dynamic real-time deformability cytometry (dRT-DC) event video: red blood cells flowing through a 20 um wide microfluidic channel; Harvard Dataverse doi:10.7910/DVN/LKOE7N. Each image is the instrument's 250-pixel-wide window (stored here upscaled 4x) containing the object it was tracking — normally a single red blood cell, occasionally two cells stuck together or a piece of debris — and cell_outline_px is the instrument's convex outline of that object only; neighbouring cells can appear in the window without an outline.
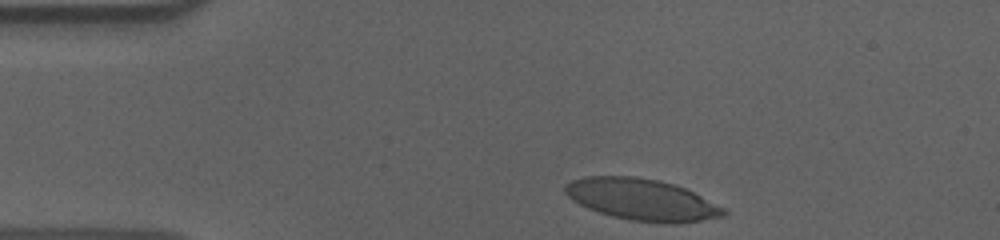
{"species": "human", "species_latin": "Homo sapiens", "temperature_condition": "cold", "stored_images_in_passage": 37, "camera_frame_rate_fps": 3000, "um_per_image_px": 0.085, "donor": {"sex": "male"}, "frame": {"image": 1, "passage_image": 1, "time_ms": 0.0, "image_size_px": [1000, 240], "cell_outline_px": [[728, 212], [724, 216], [700, 220], [672, 224], [628, 220], [612, 216], [588, 208], [572, 200], [564, 192], [564, 184], [572, 180], [584, 176], [636, 176], [656, 180], [672, 184], [684, 188], [724, 208]], "centroid_in_image_um": [54.51, 16.96], "position_along_channel_um": 30.5, "area_um2": 38.09}}
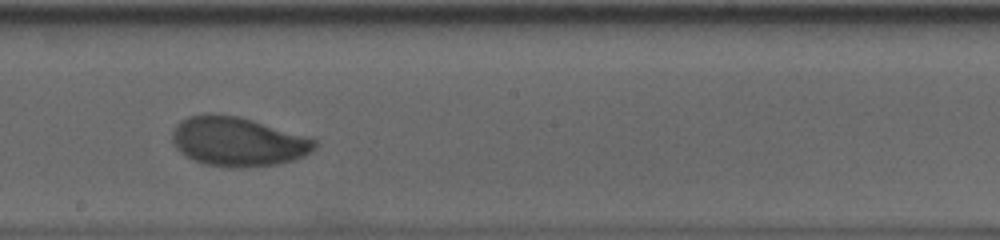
{"frame": {"image": 2, "passage_image": 22, "time_ms": 7.0, "image_size_px": [1000, 240], "cell_outline_px": [[316, 148], [312, 152], [304, 156], [292, 160], [276, 164], [240, 168], [228, 168], [204, 164], [192, 160], [184, 156], [176, 148], [172, 140], [172, 136], [176, 124], [180, 120], [188, 116], [208, 112], [236, 116], [252, 120], [308, 136], [316, 140]], "centroid_in_image_um": [20.19, 12.04], "position_along_channel_um": 228.0, "area_um2": 41.27}}
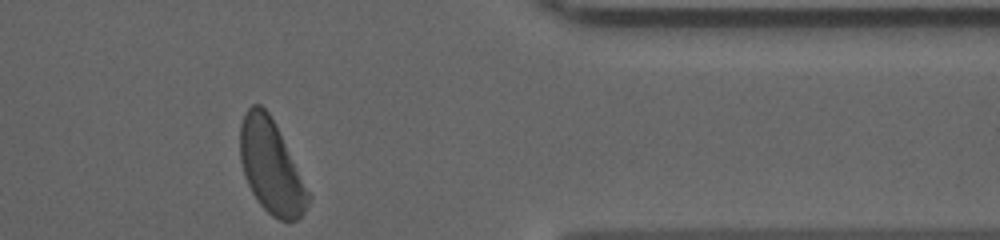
{"frame": {"image": 3, "passage_image": 37, "time_ms": 12.0, "image_size_px": [1000, 240], "cell_outline_px": [[308, 204], [304, 212], [296, 220], [280, 220], [272, 216], [260, 204], [252, 192], [244, 176], [240, 160], [240, 124], [244, 112], [252, 104], [260, 104], [268, 112], [308, 192]], "centroid_in_image_um": [22.97, 14.17], "position_along_channel_um": 388.4, "area_um2": 35.84}, "authors_computed_cell_mechanics": {"area_um2": 39.7664, "velocity_mm_per_s": 3.5942, "shape_relaxation_time_tau1_ms": 4.9881, "shape_relaxation_time_tau2_ms": 1.666, "deformation_change_tau1": 0.1798, "deformation_change_tau2": 0.0632}}